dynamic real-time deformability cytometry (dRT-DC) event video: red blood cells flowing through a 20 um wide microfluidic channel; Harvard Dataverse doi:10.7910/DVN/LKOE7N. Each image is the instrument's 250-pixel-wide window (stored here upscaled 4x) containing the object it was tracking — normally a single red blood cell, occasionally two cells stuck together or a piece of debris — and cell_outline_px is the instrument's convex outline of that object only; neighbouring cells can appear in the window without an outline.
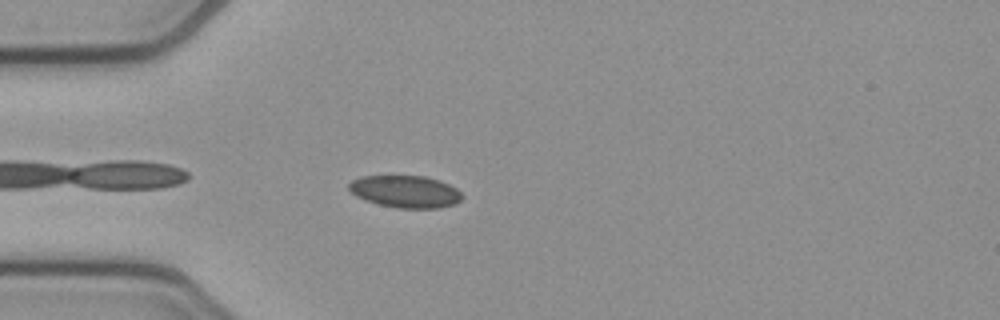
{"species": "common noctule bat (a hibernating species)", "species_latin": "Nyctalus noctula", "temperature_condition": "cold", "stored_images_in_passage": 26, "camera_frame_rate_fps": 3000, "um_per_image_px": 0.085, "animal": {"sex": "female", "body_mass_g": 21.9}, "frame": {"image": 1, "passage_image": 3, "time_ms": 0.667, "image_size_px": [1000, 320], "cell_outline_px": [[464, 196], [456, 204], [440, 208], [396, 208], [364, 200], [356, 196], [348, 188], [348, 184], [352, 180], [360, 176], [424, 176], [440, 180], [456, 188]], "centroid_in_image_um": [34.47, 16.28], "position_along_channel_um": 50.5, "area_um2": 21.33}}
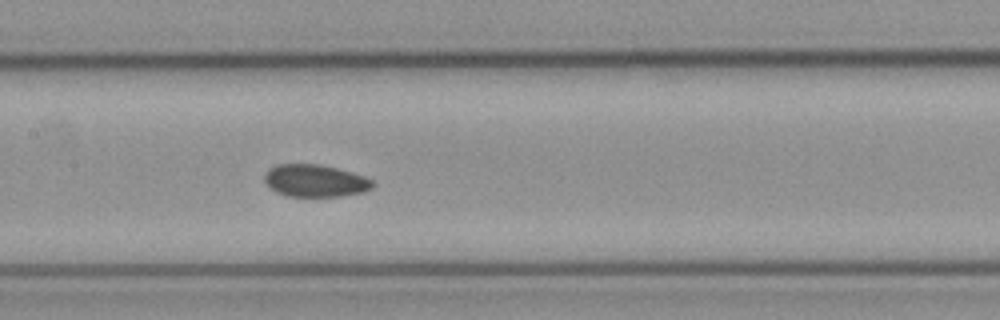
{"frame": {"image": 2, "passage_image": 14, "time_ms": 4.333, "image_size_px": [1000, 320], "cell_outline_px": [[376, 184], [372, 188], [364, 192], [340, 196], [288, 196], [276, 192], [264, 180], [264, 176], [268, 168], [276, 164], [320, 164], [352, 172], [364, 176], [372, 180]], "centroid_in_image_um": [26.8, 15.35], "position_along_channel_um": 180.6, "area_um2": 20.4}}
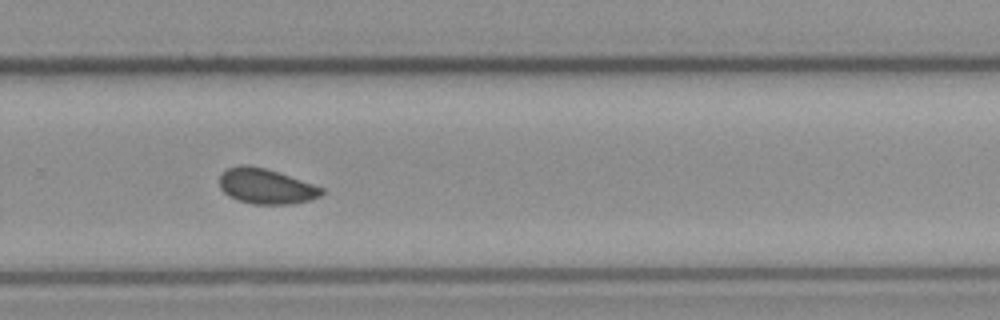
{"frame": {"image": 3, "passage_image": 24, "time_ms": 7.667, "image_size_px": [1000, 320], "cell_outline_px": [[324, 192], [320, 196], [312, 200], [292, 204], [252, 204], [228, 196], [220, 188], [220, 176], [228, 168], [240, 164], [244, 164], [264, 168], [324, 188]], "centroid_in_image_um": [22.61, 15.85], "position_along_channel_um": 307.2, "area_um2": 20.75}}